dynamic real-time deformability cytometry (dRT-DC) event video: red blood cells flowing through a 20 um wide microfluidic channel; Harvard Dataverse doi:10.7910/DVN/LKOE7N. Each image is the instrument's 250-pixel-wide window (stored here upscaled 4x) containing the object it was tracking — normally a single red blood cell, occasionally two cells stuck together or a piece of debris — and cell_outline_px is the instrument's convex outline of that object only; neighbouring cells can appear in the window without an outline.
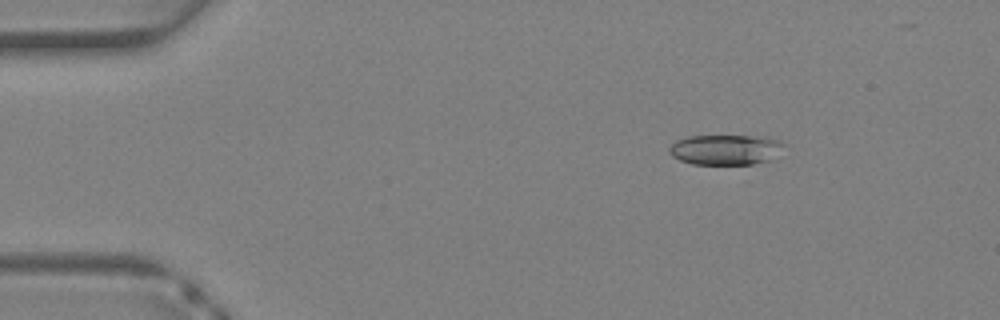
{"species": "Egyptian fruit bat (a non-hibernating species)", "species_latin": "Rousettus aegyptiacus", "temperature_condition": "warm", "stored_images_in_passage": 31, "camera_frame_rate_fps": 3000, "um_per_image_px": 0.085, "animal": {"sex": "female"}, "frame": {"image": 1, "passage_image": 1, "time_ms": 0.0, "image_size_px": [1000, 320], "cell_outline_px": [[788, 144], [768, 160], [752, 164], [692, 164], [680, 160], [672, 156], [668, 152], [668, 148], [676, 140], [688, 136], [764, 136], [780, 140]], "centroid_in_image_um": [61.66, 12.71], "position_along_channel_um": 23.3, "area_um2": 20.29}}
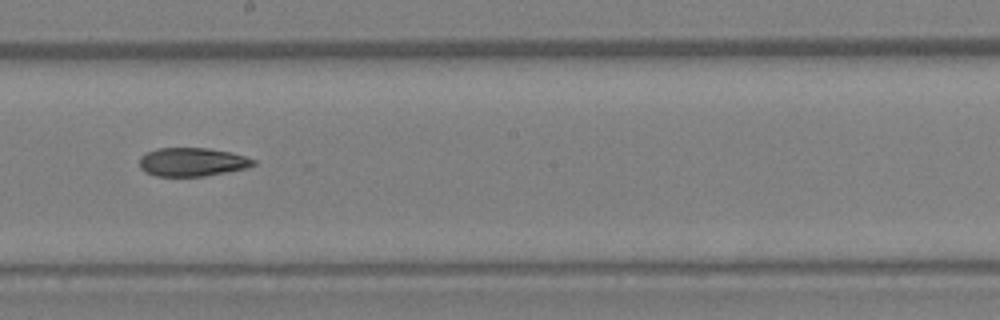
{"frame": {"image": 2, "passage_image": 17, "time_ms": 5.333, "image_size_px": [1000, 320], "cell_outline_px": [[256, 164], [244, 168], [204, 176], [156, 176], [144, 172], [140, 168], [140, 156], [144, 152], [156, 148], [208, 148], [232, 152], [256, 160]], "centroid_in_image_um": [16.28, 13.76], "position_along_channel_um": 231.9, "area_um2": 19.02}}
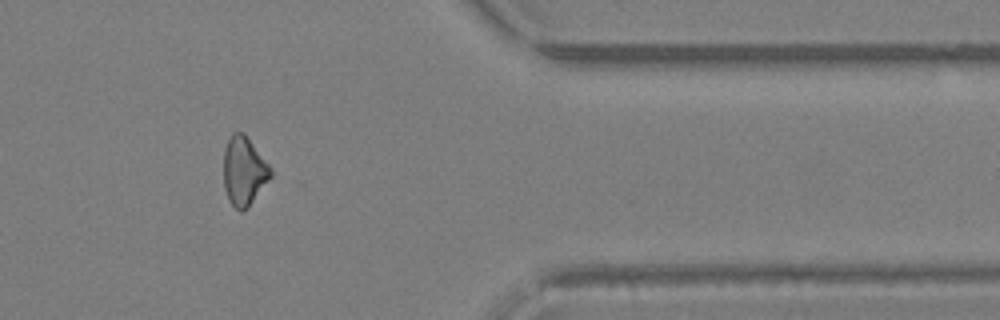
{"frame": {"image": 3, "passage_image": 27, "time_ms": 8.667, "image_size_px": [1000, 320], "cell_outline_px": [[272, 176], [248, 208], [244, 212], [240, 212], [228, 200], [224, 188], [224, 148], [232, 132], [244, 132], [272, 168]], "centroid_in_image_um": [20.74, 14.55], "position_along_channel_um": 390.7, "area_um2": 19.07}}